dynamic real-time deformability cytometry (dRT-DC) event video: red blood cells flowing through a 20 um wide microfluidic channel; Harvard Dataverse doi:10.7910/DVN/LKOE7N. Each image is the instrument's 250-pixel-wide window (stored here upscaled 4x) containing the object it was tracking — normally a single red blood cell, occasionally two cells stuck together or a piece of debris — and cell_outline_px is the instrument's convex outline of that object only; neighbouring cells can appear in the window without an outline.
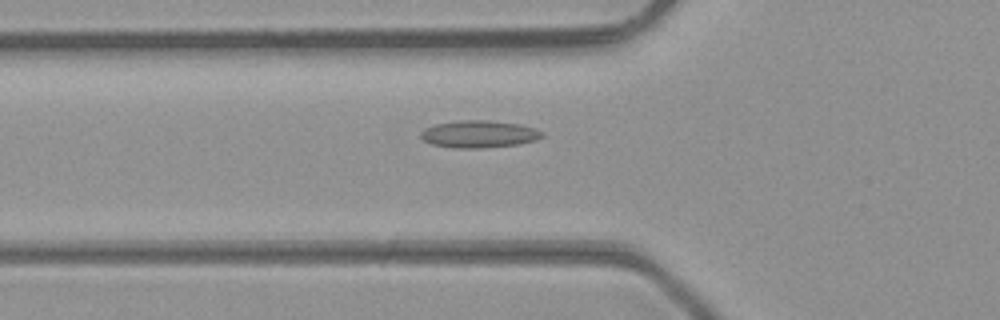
{"species": "common noctule bat (a hibernating species)", "species_latin": "Nyctalus noctula", "temperature_condition": "room temperature", "stored_images_in_passage": 49, "camera_frame_rate_fps": 3000, "um_per_image_px": 0.085, "animal": {"sex": "male", "body_mass_g": 23.1, "forearm_length_mm": 52.7}, "frame": {"image": 1, "passage_image": 18, "time_ms": 5.667, "image_size_px": [1000, 320], "cell_outline_px": [[544, 136], [536, 140], [516, 144], [480, 148], [452, 148], [432, 144], [424, 140], [420, 136], [420, 132], [424, 128], [436, 124], [456, 120], [488, 120], [520, 124], [536, 128], [544, 132]], "centroid_in_image_um": [40.71, 11.39], "position_along_channel_um": 85.1, "area_um2": 19.36}}
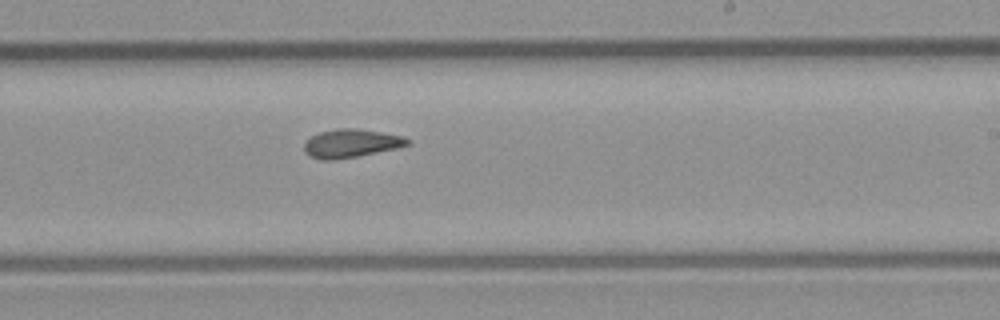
{"frame": {"image": 2, "passage_image": 30, "time_ms": 9.667, "image_size_px": [1000, 320], "cell_outline_px": [[412, 144], [396, 148], [336, 160], [320, 160], [304, 152], [304, 144], [312, 136], [320, 132], [336, 128], [356, 128], [404, 136]], "centroid_in_image_um": [29.83, 12.18], "position_along_channel_um": 259.2, "area_um2": 16.94}}
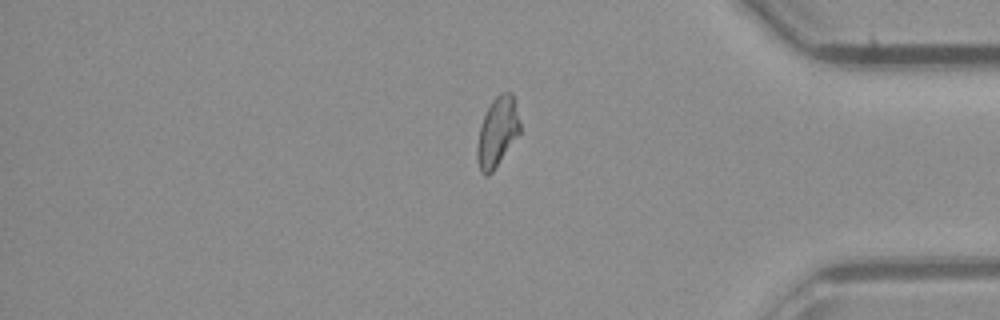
{"frame": {"image": 3, "passage_image": 41, "time_ms": 13.333, "image_size_px": [1000, 320], "cell_outline_px": [[520, 132], [492, 172], [488, 176], [484, 176], [480, 172], [476, 160], [476, 148], [480, 124], [492, 100], [496, 96], [504, 92], [512, 92], [520, 124]], "centroid_in_image_um": [42.24, 11.25], "position_along_channel_um": 393.0, "area_um2": 17.22}, "authors_computed_cell_mechanics": {"area_um2": 17.2244, "velocity_mm_per_s": 4.3292, "shape_relaxation_time_tau1_ms": null, "shape_relaxation_time_tau2_ms": 2.8169, "deformation_change_tau1": null, "deformation_change_tau2": 0.0826}}